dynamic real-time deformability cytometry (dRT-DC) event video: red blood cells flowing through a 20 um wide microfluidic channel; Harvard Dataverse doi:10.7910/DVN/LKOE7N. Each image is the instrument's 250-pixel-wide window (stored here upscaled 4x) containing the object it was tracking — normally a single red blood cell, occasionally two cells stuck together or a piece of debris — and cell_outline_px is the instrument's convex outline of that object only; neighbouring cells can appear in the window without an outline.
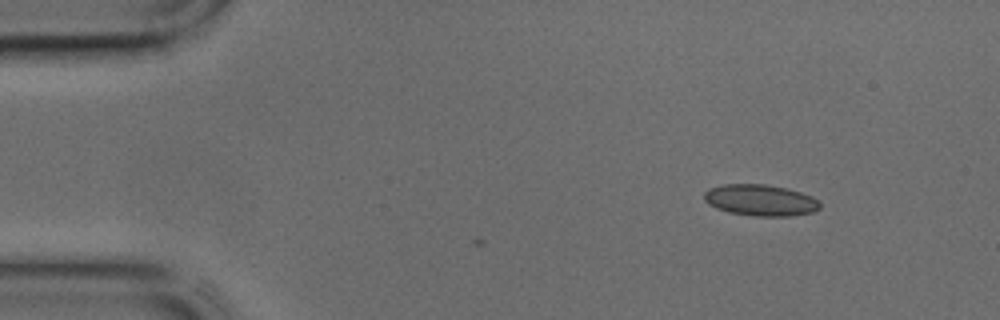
{"species": "common noctule bat (a hibernating species)", "species_latin": "Nyctalus noctula", "temperature_condition": "cold", "stored_images_in_passage": 39, "camera_frame_rate_fps": 3000, "um_per_image_px": 0.085, "animal": {"sex": "male", "body_mass_g": 17.9, "forearm_length_mm": 54.2}, "frame": {"image": 1, "passage_image": 1, "time_ms": 0.0, "image_size_px": [1000, 320], "cell_outline_px": [[820, 208], [812, 212], [792, 216], [752, 216], [728, 212], [716, 208], [708, 204], [704, 200], [704, 192], [708, 188], [724, 184], [764, 184], [788, 188], [812, 196], [820, 200]], "centroid_in_image_um": [64.63, 17.01], "position_along_channel_um": 20.4, "area_um2": 21.39}}
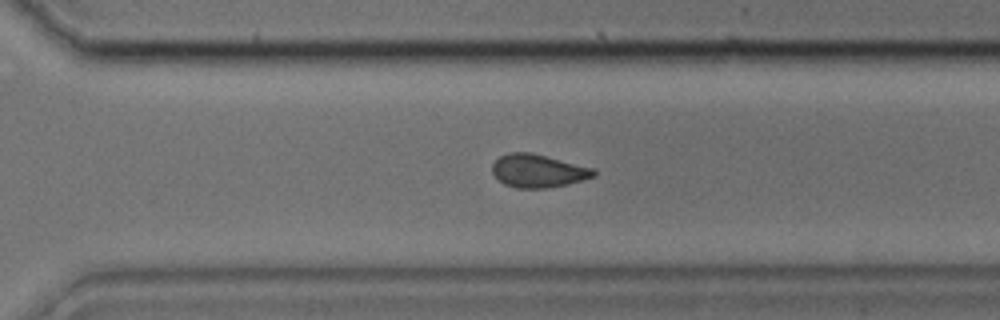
{"frame": {"image": 2, "passage_image": 26, "time_ms": 8.333, "image_size_px": [1000, 320], "cell_outline_px": [[596, 176], [568, 184], [544, 188], [516, 188], [504, 184], [492, 172], [492, 164], [500, 156], [508, 152], [532, 152], [596, 168]], "centroid_in_image_um": [45.77, 14.51], "position_along_channel_um": 324.8, "area_um2": 19.77}}
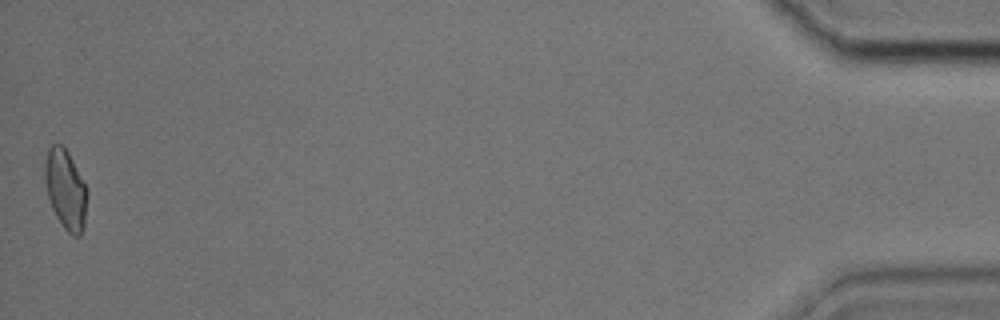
{"frame": {"image": 3, "passage_image": 39, "time_ms": 12.667, "image_size_px": [1000, 320], "cell_outline_px": [[88, 196], [84, 228], [80, 236], [72, 236], [64, 228], [56, 216], [48, 200], [44, 180], [44, 164], [48, 148], [52, 144], [60, 144], [68, 152], [88, 188]], "centroid_in_image_um": [5.58, 16.12], "position_along_channel_um": 429.6, "area_um2": 20.06}}